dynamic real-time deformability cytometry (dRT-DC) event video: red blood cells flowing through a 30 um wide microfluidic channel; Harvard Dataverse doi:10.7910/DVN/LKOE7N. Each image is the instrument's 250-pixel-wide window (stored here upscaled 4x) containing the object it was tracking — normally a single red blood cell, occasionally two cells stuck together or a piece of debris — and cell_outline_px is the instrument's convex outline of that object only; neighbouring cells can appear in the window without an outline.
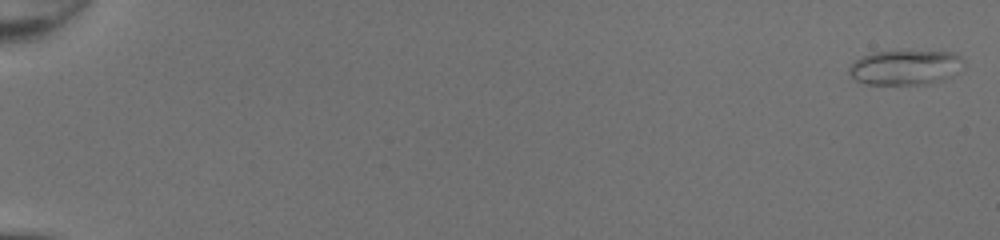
{"species": "common noctule bat (a hibernating species)", "species_latin": "Nyctalus noctula", "temperature_condition": "room temperature", "stored_images_in_passage": 50, "camera_frame_rate_fps": 3000, "um_per_image_px": 0.085, "animal": {"sex": "female", "body_mass_g": 20.0, "forearm_length_mm": 54.0}, "frame": {"image": 1, "passage_image": 1, "time_ms": 0.0, "image_size_px": [1000, 240], "cell_outline_px": [[964, 68], [952, 76], [944, 80], [928, 84], [864, 84], [856, 80], [848, 72], [848, 68], [860, 56], [872, 52], [904, 48], [956, 52], [964, 60]], "centroid_in_image_um": [77.01, 5.67], "position_along_channel_um": 8.0, "area_um2": 24.57}}
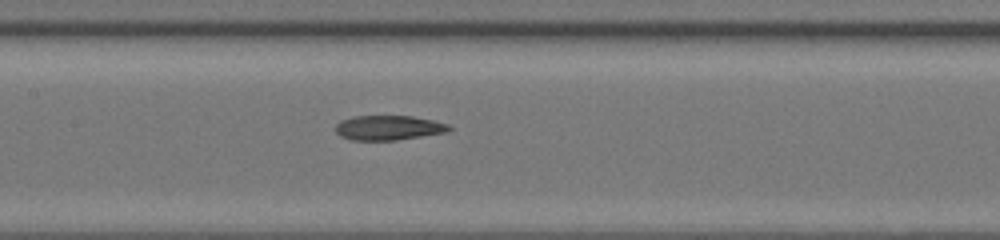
{"frame": {"image": 2, "passage_image": 27, "time_ms": 8.667, "image_size_px": [1000, 240], "cell_outline_px": [[452, 128], [448, 132], [396, 140], [352, 140], [340, 136], [336, 132], [336, 124], [340, 120], [352, 116], [412, 116], [432, 120], [448, 124]], "centroid_in_image_um": [33.01, 10.86], "position_along_channel_um": 174.4, "area_um2": 16.36}}
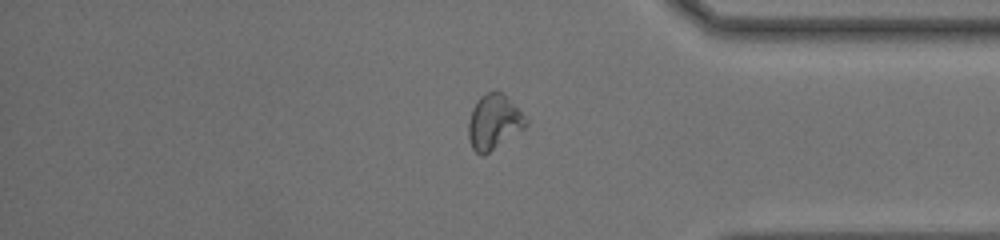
{"frame": {"image": 3, "passage_image": 43, "time_ms": 14.0, "image_size_px": [1000, 240], "cell_outline_px": [[528, 124], [524, 128], [484, 156], [480, 156], [472, 148], [468, 136], [468, 120], [472, 108], [480, 96], [488, 92], [504, 92], [508, 96], [528, 120]], "centroid_in_image_um": [41.97, 10.37], "position_along_channel_um": 393.2, "area_um2": 18.5}, "authors_computed_cell_mechanics": {"area_um2": 18.0047, "velocity_mm_per_s": 4.3185, "shape_relaxation_time_tau1_ms": null, "shape_relaxation_time_tau2_ms": 3.3525, "deformation_change_tau1": null, "deformation_change_tau2": 0.0849}}